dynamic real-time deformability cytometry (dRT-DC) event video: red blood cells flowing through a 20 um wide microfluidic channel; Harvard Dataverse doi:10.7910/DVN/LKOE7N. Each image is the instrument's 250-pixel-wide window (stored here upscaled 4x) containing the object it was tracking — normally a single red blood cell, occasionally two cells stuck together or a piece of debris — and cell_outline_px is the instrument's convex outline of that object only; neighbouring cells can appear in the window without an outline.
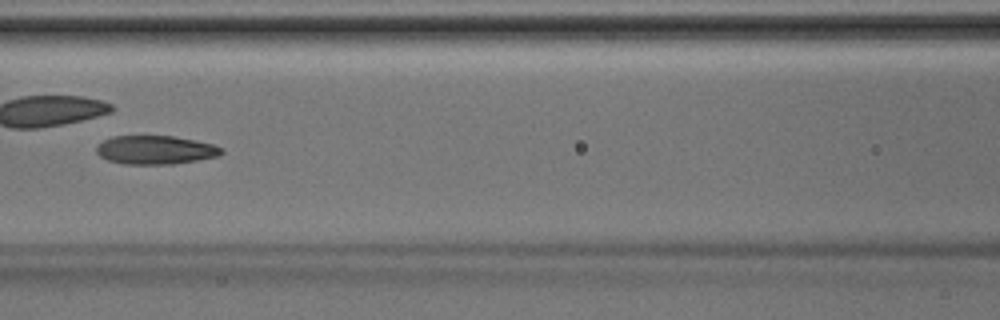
{"species": "Egyptian fruit bat (a non-hibernating species)", "species_latin": "Rousettus aegyptiacus", "temperature_condition": "room temperature", "stored_images_in_passage": 24, "camera_frame_rate_fps": 3000, "um_per_image_px": 0.085, "animal": {"sex": "male"}, "frame": {"image": 1, "passage_image": 17, "time_ms": 5.333, "image_size_px": [1000, 320], "cell_outline_px": [[224, 152], [220, 156], [172, 164], [124, 164], [108, 160], [100, 156], [96, 152], [96, 148], [104, 140], [112, 136], [172, 136], [196, 140], [212, 144], [224, 148]], "centroid_in_image_um": [13.24, 12.74], "position_along_channel_um": 153.4, "area_um2": 20.87}}